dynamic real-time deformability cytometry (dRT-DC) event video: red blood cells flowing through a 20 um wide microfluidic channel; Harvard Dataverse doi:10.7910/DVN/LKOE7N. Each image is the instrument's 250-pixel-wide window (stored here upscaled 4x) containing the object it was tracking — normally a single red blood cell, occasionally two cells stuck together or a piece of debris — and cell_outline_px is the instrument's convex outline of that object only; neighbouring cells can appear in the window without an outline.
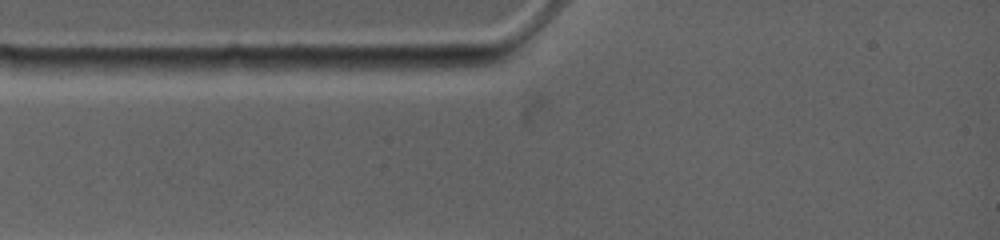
{"species": "common noctule bat (a hibernating species)", "species_latin": "Nyctalus noctula", "temperature_condition": "warm", "stored_images_in_passage": 1, "camera_frame_rate_fps": 4500, "um_per_image_px": 0.085, "animal": {"sex": "female", "body_mass_g": 19.0, "forearm_length_mm": 53.3}, "frame": {"image": 1, "passage_image": 1, "time_ms": 0.0, "image_size_px": [1000, 240], "cell_outline_px": [[188, 68], [156, 76], [44, 68], [44, 60], [188, 60]], "centroid_in_image_um": [10.24, 5.63], "position_along_channel_um": 74.8, "area_um2": 12.48}}